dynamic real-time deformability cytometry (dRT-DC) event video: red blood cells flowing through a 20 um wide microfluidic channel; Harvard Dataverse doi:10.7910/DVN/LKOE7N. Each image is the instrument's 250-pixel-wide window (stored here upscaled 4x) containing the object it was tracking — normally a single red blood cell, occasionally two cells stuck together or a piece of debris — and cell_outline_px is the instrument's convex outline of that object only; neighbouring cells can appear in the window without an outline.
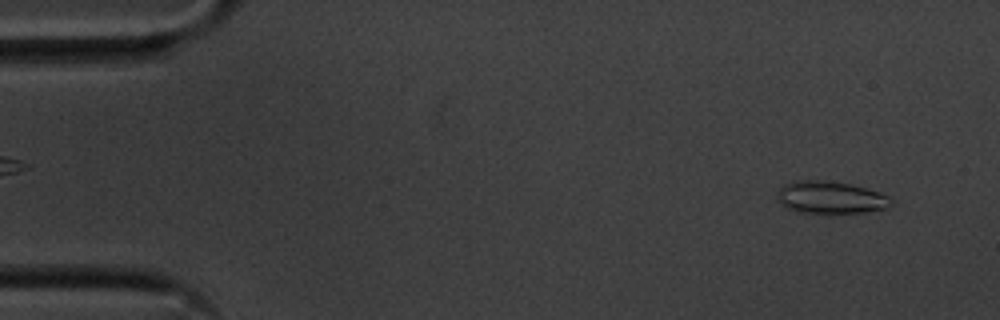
{"species": "common noctule bat (a hibernating species)", "species_latin": "Nyctalus noctula", "temperature_condition": "cold", "stored_images_in_passage": 54, "camera_frame_rate_fps": 3000, "um_per_image_px": 0.085, "animal": {"sex": "male", "body_mass_g": 20.1, "forearm_length_mm": 53.5}, "frame": {"image": 1, "passage_image": 3, "time_ms": 0.667, "image_size_px": [1000, 320], "cell_outline_px": [[892, 204], [884, 208], [864, 212], [796, 212], [780, 204], [776, 196], [780, 188], [784, 184], [796, 180], [828, 180], [848, 184], [864, 188], [888, 196], [892, 200]], "centroid_in_image_um": [70.53, 16.77], "position_along_channel_um": 14.5, "area_um2": 21.1}}
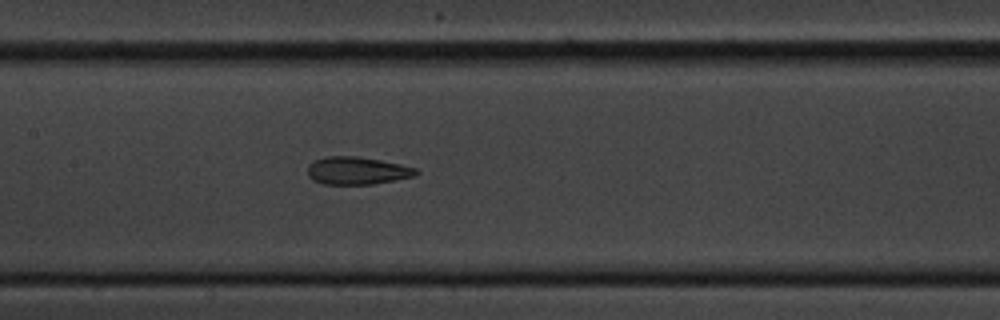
{"frame": {"image": 2, "passage_image": 25, "time_ms": 8.0, "image_size_px": [1000, 320], "cell_outline_px": [[420, 172], [416, 176], [396, 180], [372, 184], [324, 184], [312, 180], [308, 176], [308, 164], [312, 160], [324, 156], [356, 156], [380, 160], [400, 164], [416, 168]], "centroid_in_image_um": [30.34, 14.5], "position_along_channel_um": 177.1, "area_um2": 17.69}}
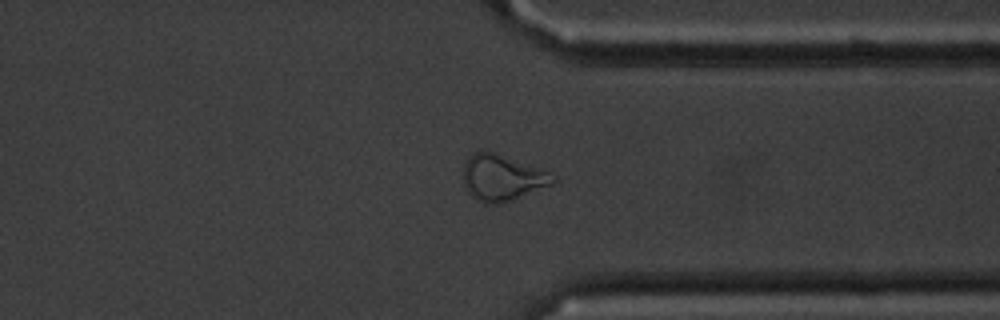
{"frame": {"image": 3, "passage_image": 41, "time_ms": 13.333, "image_size_px": [1000, 320], "cell_outline_px": [[556, 180], [552, 184], [508, 200], [492, 204], [484, 204], [476, 200], [468, 192], [464, 184], [464, 164], [468, 156], [472, 152], [492, 152], [556, 176]], "centroid_in_image_um": [42.6, 15.12], "position_along_channel_um": 368.8, "area_um2": 23.0}, "authors_computed_cell_mechanics": {"area_um2": 19.8254, "velocity_mm_per_s": 3.6217, "shape_relaxation_time_tau1_ms": null, "shape_relaxation_time_tau2_ms": 2.7298, "deformation_change_tau1": null, "deformation_change_tau2": 0.0885}}